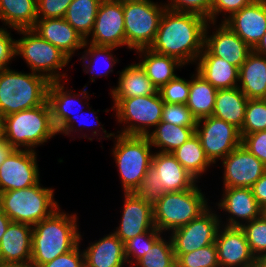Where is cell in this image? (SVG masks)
<instances>
[{
  "instance_id": "11a10c76",
  "label": "cell",
  "mask_w": 266,
  "mask_h": 267,
  "mask_svg": "<svg viewBox=\"0 0 266 267\" xmlns=\"http://www.w3.org/2000/svg\"><path fill=\"white\" fill-rule=\"evenodd\" d=\"M11 220L0 208V241Z\"/></svg>"
},
{
  "instance_id": "f35d334b",
  "label": "cell",
  "mask_w": 266,
  "mask_h": 267,
  "mask_svg": "<svg viewBox=\"0 0 266 267\" xmlns=\"http://www.w3.org/2000/svg\"><path fill=\"white\" fill-rule=\"evenodd\" d=\"M240 228L245 233L252 254L258 259L266 252V216L262 213L258 218L244 223Z\"/></svg>"
},
{
  "instance_id": "ba28073f",
  "label": "cell",
  "mask_w": 266,
  "mask_h": 267,
  "mask_svg": "<svg viewBox=\"0 0 266 267\" xmlns=\"http://www.w3.org/2000/svg\"><path fill=\"white\" fill-rule=\"evenodd\" d=\"M17 33L23 36L16 40V57L22 56L31 72L44 76L50 82L63 81L64 78L68 81L67 73H61L60 69L72 59L32 29L17 30Z\"/></svg>"
},
{
  "instance_id": "3957f363",
  "label": "cell",
  "mask_w": 266,
  "mask_h": 267,
  "mask_svg": "<svg viewBox=\"0 0 266 267\" xmlns=\"http://www.w3.org/2000/svg\"><path fill=\"white\" fill-rule=\"evenodd\" d=\"M50 81L33 72L0 69V115L31 109L48 100Z\"/></svg>"
},
{
  "instance_id": "603a6c76",
  "label": "cell",
  "mask_w": 266,
  "mask_h": 267,
  "mask_svg": "<svg viewBox=\"0 0 266 267\" xmlns=\"http://www.w3.org/2000/svg\"><path fill=\"white\" fill-rule=\"evenodd\" d=\"M33 226L10 222L0 241V260L30 263Z\"/></svg>"
},
{
  "instance_id": "484cf974",
  "label": "cell",
  "mask_w": 266,
  "mask_h": 267,
  "mask_svg": "<svg viewBox=\"0 0 266 267\" xmlns=\"http://www.w3.org/2000/svg\"><path fill=\"white\" fill-rule=\"evenodd\" d=\"M65 81H56L50 82L48 88V103L51 109L52 122L56 131L69 119L77 116L73 113V109L77 106L76 103L81 102V100L86 99L90 100L89 93L87 92V85L84 86V89L78 94L73 90L70 91L68 88L64 87ZM67 89V90H66ZM74 92V93H73ZM81 96V98L79 97ZM78 98V100H77ZM75 105V106H74ZM75 107V108H73ZM85 107L83 105L80 106ZM81 111V110H79ZM80 114V113H78Z\"/></svg>"
},
{
  "instance_id": "83f0119b",
  "label": "cell",
  "mask_w": 266,
  "mask_h": 267,
  "mask_svg": "<svg viewBox=\"0 0 266 267\" xmlns=\"http://www.w3.org/2000/svg\"><path fill=\"white\" fill-rule=\"evenodd\" d=\"M238 87L248 99H262L266 94V57L252 51L239 68Z\"/></svg>"
},
{
  "instance_id": "6da1fadb",
  "label": "cell",
  "mask_w": 266,
  "mask_h": 267,
  "mask_svg": "<svg viewBox=\"0 0 266 267\" xmlns=\"http://www.w3.org/2000/svg\"><path fill=\"white\" fill-rule=\"evenodd\" d=\"M208 22L199 14L166 8L155 39L148 49L176 58L184 65L194 64L204 49Z\"/></svg>"
},
{
  "instance_id": "8992f818",
  "label": "cell",
  "mask_w": 266,
  "mask_h": 267,
  "mask_svg": "<svg viewBox=\"0 0 266 267\" xmlns=\"http://www.w3.org/2000/svg\"><path fill=\"white\" fill-rule=\"evenodd\" d=\"M113 160L124 193H133L151 168L153 151L147 136L114 134ZM116 139V140H115Z\"/></svg>"
},
{
  "instance_id": "bcb514c9",
  "label": "cell",
  "mask_w": 266,
  "mask_h": 267,
  "mask_svg": "<svg viewBox=\"0 0 266 267\" xmlns=\"http://www.w3.org/2000/svg\"><path fill=\"white\" fill-rule=\"evenodd\" d=\"M213 0H167V9L199 14L210 22V8Z\"/></svg>"
},
{
  "instance_id": "9a60e30c",
  "label": "cell",
  "mask_w": 266,
  "mask_h": 267,
  "mask_svg": "<svg viewBox=\"0 0 266 267\" xmlns=\"http://www.w3.org/2000/svg\"><path fill=\"white\" fill-rule=\"evenodd\" d=\"M223 188L248 187L266 172V167L255 155L242 144L221 160Z\"/></svg>"
},
{
  "instance_id": "5bb4252c",
  "label": "cell",
  "mask_w": 266,
  "mask_h": 267,
  "mask_svg": "<svg viewBox=\"0 0 266 267\" xmlns=\"http://www.w3.org/2000/svg\"><path fill=\"white\" fill-rule=\"evenodd\" d=\"M37 151L14 149L0 166V193L40 182Z\"/></svg>"
},
{
  "instance_id": "be15d7a7",
  "label": "cell",
  "mask_w": 266,
  "mask_h": 267,
  "mask_svg": "<svg viewBox=\"0 0 266 267\" xmlns=\"http://www.w3.org/2000/svg\"><path fill=\"white\" fill-rule=\"evenodd\" d=\"M263 214L266 216V209L263 210Z\"/></svg>"
},
{
  "instance_id": "7a4b0ae2",
  "label": "cell",
  "mask_w": 266,
  "mask_h": 267,
  "mask_svg": "<svg viewBox=\"0 0 266 267\" xmlns=\"http://www.w3.org/2000/svg\"><path fill=\"white\" fill-rule=\"evenodd\" d=\"M77 217V214L69 215L59 208L33 226L30 262L33 267H41L80 243Z\"/></svg>"
},
{
  "instance_id": "ac0fdd59",
  "label": "cell",
  "mask_w": 266,
  "mask_h": 267,
  "mask_svg": "<svg viewBox=\"0 0 266 267\" xmlns=\"http://www.w3.org/2000/svg\"><path fill=\"white\" fill-rule=\"evenodd\" d=\"M119 227L113 233L125 243L137 235L155 229L153 206L134 193H124Z\"/></svg>"
},
{
  "instance_id": "e0dca14e",
  "label": "cell",
  "mask_w": 266,
  "mask_h": 267,
  "mask_svg": "<svg viewBox=\"0 0 266 267\" xmlns=\"http://www.w3.org/2000/svg\"><path fill=\"white\" fill-rule=\"evenodd\" d=\"M211 24H213L211 26ZM216 25V26H215ZM214 32L209 34V28ZM204 47L214 56L224 59L226 62L240 68L253 49L247 45L235 32L223 22H208L205 30Z\"/></svg>"
},
{
  "instance_id": "d4e9b609",
  "label": "cell",
  "mask_w": 266,
  "mask_h": 267,
  "mask_svg": "<svg viewBox=\"0 0 266 267\" xmlns=\"http://www.w3.org/2000/svg\"><path fill=\"white\" fill-rule=\"evenodd\" d=\"M196 64L195 71L217 90L238 86L239 68L212 55L205 47Z\"/></svg>"
},
{
  "instance_id": "ffe728a7",
  "label": "cell",
  "mask_w": 266,
  "mask_h": 267,
  "mask_svg": "<svg viewBox=\"0 0 266 267\" xmlns=\"http://www.w3.org/2000/svg\"><path fill=\"white\" fill-rule=\"evenodd\" d=\"M223 23L253 49L266 33V0H253Z\"/></svg>"
},
{
  "instance_id": "7402d4cb",
  "label": "cell",
  "mask_w": 266,
  "mask_h": 267,
  "mask_svg": "<svg viewBox=\"0 0 266 267\" xmlns=\"http://www.w3.org/2000/svg\"><path fill=\"white\" fill-rule=\"evenodd\" d=\"M151 168L156 172L165 193L193 188L197 180L176 160L172 153H153Z\"/></svg>"
},
{
  "instance_id": "4316f807",
  "label": "cell",
  "mask_w": 266,
  "mask_h": 267,
  "mask_svg": "<svg viewBox=\"0 0 266 267\" xmlns=\"http://www.w3.org/2000/svg\"><path fill=\"white\" fill-rule=\"evenodd\" d=\"M118 73L120 74L118 85L111 87V93H109L113 99L147 96L158 92L139 62L129 64Z\"/></svg>"
},
{
  "instance_id": "8fae6325",
  "label": "cell",
  "mask_w": 266,
  "mask_h": 267,
  "mask_svg": "<svg viewBox=\"0 0 266 267\" xmlns=\"http://www.w3.org/2000/svg\"><path fill=\"white\" fill-rule=\"evenodd\" d=\"M195 134L212 164L224 159L242 140L238 128L214 116L197 120Z\"/></svg>"
},
{
  "instance_id": "db71d44e",
  "label": "cell",
  "mask_w": 266,
  "mask_h": 267,
  "mask_svg": "<svg viewBox=\"0 0 266 267\" xmlns=\"http://www.w3.org/2000/svg\"><path fill=\"white\" fill-rule=\"evenodd\" d=\"M13 150L14 148L6 139L0 141V166Z\"/></svg>"
},
{
  "instance_id": "7dc6e473",
  "label": "cell",
  "mask_w": 266,
  "mask_h": 267,
  "mask_svg": "<svg viewBox=\"0 0 266 267\" xmlns=\"http://www.w3.org/2000/svg\"><path fill=\"white\" fill-rule=\"evenodd\" d=\"M252 1L253 0H213L210 8V22L216 23L218 21V16L221 14L223 17L221 22H224L233 13L249 5Z\"/></svg>"
},
{
  "instance_id": "5b68a950",
  "label": "cell",
  "mask_w": 266,
  "mask_h": 267,
  "mask_svg": "<svg viewBox=\"0 0 266 267\" xmlns=\"http://www.w3.org/2000/svg\"><path fill=\"white\" fill-rule=\"evenodd\" d=\"M54 189L37 183L32 187L0 193V208L12 222L34 226L60 208Z\"/></svg>"
},
{
  "instance_id": "91938a15",
  "label": "cell",
  "mask_w": 266,
  "mask_h": 267,
  "mask_svg": "<svg viewBox=\"0 0 266 267\" xmlns=\"http://www.w3.org/2000/svg\"><path fill=\"white\" fill-rule=\"evenodd\" d=\"M5 139L4 118L0 115V141Z\"/></svg>"
},
{
  "instance_id": "ab89813d",
  "label": "cell",
  "mask_w": 266,
  "mask_h": 267,
  "mask_svg": "<svg viewBox=\"0 0 266 267\" xmlns=\"http://www.w3.org/2000/svg\"><path fill=\"white\" fill-rule=\"evenodd\" d=\"M266 130V102L263 99H248L241 135Z\"/></svg>"
},
{
  "instance_id": "d590c367",
  "label": "cell",
  "mask_w": 266,
  "mask_h": 267,
  "mask_svg": "<svg viewBox=\"0 0 266 267\" xmlns=\"http://www.w3.org/2000/svg\"><path fill=\"white\" fill-rule=\"evenodd\" d=\"M88 47V48H87ZM86 50L81 55L80 61L82 60L83 63V72L90 73L92 77L90 78V82H94L96 77H103L108 76L111 72H113V67L117 62H119L118 59H116V56H113V50L115 51L118 48L114 47H105V46H95L89 43H84V47ZM104 58L105 68L102 71L101 70V60ZM102 58V59H101ZM97 65V66H96ZM100 65L99 70L98 67ZM98 70V71H97ZM101 70V71H100Z\"/></svg>"
},
{
  "instance_id": "b9f144b4",
  "label": "cell",
  "mask_w": 266,
  "mask_h": 267,
  "mask_svg": "<svg viewBox=\"0 0 266 267\" xmlns=\"http://www.w3.org/2000/svg\"><path fill=\"white\" fill-rule=\"evenodd\" d=\"M190 80L177 76L162 86L158 92L163 102L186 104L189 98Z\"/></svg>"
},
{
  "instance_id": "2e32d148",
  "label": "cell",
  "mask_w": 266,
  "mask_h": 267,
  "mask_svg": "<svg viewBox=\"0 0 266 267\" xmlns=\"http://www.w3.org/2000/svg\"><path fill=\"white\" fill-rule=\"evenodd\" d=\"M215 244L220 267H255L257 259L252 254L244 231L240 227L220 226Z\"/></svg>"
},
{
  "instance_id": "cb8c5ba5",
  "label": "cell",
  "mask_w": 266,
  "mask_h": 267,
  "mask_svg": "<svg viewBox=\"0 0 266 267\" xmlns=\"http://www.w3.org/2000/svg\"><path fill=\"white\" fill-rule=\"evenodd\" d=\"M84 252L85 267H125L124 243L113 233L90 242Z\"/></svg>"
},
{
  "instance_id": "816d5d0a",
  "label": "cell",
  "mask_w": 266,
  "mask_h": 267,
  "mask_svg": "<svg viewBox=\"0 0 266 267\" xmlns=\"http://www.w3.org/2000/svg\"><path fill=\"white\" fill-rule=\"evenodd\" d=\"M11 36V31L0 27V69L10 68L11 60L16 58V39Z\"/></svg>"
},
{
  "instance_id": "ee69618b",
  "label": "cell",
  "mask_w": 266,
  "mask_h": 267,
  "mask_svg": "<svg viewBox=\"0 0 266 267\" xmlns=\"http://www.w3.org/2000/svg\"><path fill=\"white\" fill-rule=\"evenodd\" d=\"M84 105H88V108H89V110L88 111H90L91 112V114L90 115H95L94 117V119H95V121L96 122H93L94 123V125L96 126V128L99 126V129L102 131H100L98 128L97 129H94L92 132V134H91V136H92V138H91V136L90 137H88L87 139H89L90 141H92L94 138L93 137H97L98 138V136H100V138H98V139H111L113 136H114V134H115V132L114 133H107V131L103 128V126H104V124L102 125L101 124V122L99 121V117H98V115H96L97 114V112H99L100 110H97V111H94V110H92L91 109V107L89 106V103L87 104L86 102H85V104ZM83 114V113H82ZM80 115H81V112H80ZM78 116H76V117H74V118H69L58 130H57V135L58 134H65V135H67V136H73L72 134L73 133H79L80 131H83L82 129L83 128H88L89 126H88V124L85 122V121H79L78 119ZM91 118H93L92 116H91ZM90 118V119H91ZM83 119V118H82ZM79 123H81L82 124V128H81V126H79V125H81V124H79ZM76 124V125H75ZM86 124H87V126H86ZM97 124H98V126H97ZM80 127V129L78 130L76 127ZM76 128V129H75ZM101 132V133H100ZM99 134V135H98ZM104 134V135H103ZM104 136V137H103Z\"/></svg>"
},
{
  "instance_id": "f1b7e54d",
  "label": "cell",
  "mask_w": 266,
  "mask_h": 267,
  "mask_svg": "<svg viewBox=\"0 0 266 267\" xmlns=\"http://www.w3.org/2000/svg\"><path fill=\"white\" fill-rule=\"evenodd\" d=\"M135 53H139L140 59L142 58L139 63L158 90L178 76L175 73L176 69L184 67V64L176 58L160 55L148 48L138 49Z\"/></svg>"
},
{
  "instance_id": "8d00e7d4",
  "label": "cell",
  "mask_w": 266,
  "mask_h": 267,
  "mask_svg": "<svg viewBox=\"0 0 266 267\" xmlns=\"http://www.w3.org/2000/svg\"><path fill=\"white\" fill-rule=\"evenodd\" d=\"M163 235L132 267H177L170 235Z\"/></svg>"
},
{
  "instance_id": "6f0895ef",
  "label": "cell",
  "mask_w": 266,
  "mask_h": 267,
  "mask_svg": "<svg viewBox=\"0 0 266 267\" xmlns=\"http://www.w3.org/2000/svg\"><path fill=\"white\" fill-rule=\"evenodd\" d=\"M0 267H33L30 263L10 262L0 260Z\"/></svg>"
},
{
  "instance_id": "1f68e13d",
  "label": "cell",
  "mask_w": 266,
  "mask_h": 267,
  "mask_svg": "<svg viewBox=\"0 0 266 267\" xmlns=\"http://www.w3.org/2000/svg\"><path fill=\"white\" fill-rule=\"evenodd\" d=\"M189 98L186 103L192 115L197 119L212 116L217 89L197 72L190 77Z\"/></svg>"
},
{
  "instance_id": "e575fe53",
  "label": "cell",
  "mask_w": 266,
  "mask_h": 267,
  "mask_svg": "<svg viewBox=\"0 0 266 267\" xmlns=\"http://www.w3.org/2000/svg\"><path fill=\"white\" fill-rule=\"evenodd\" d=\"M102 0H73L64 19L86 40L91 34Z\"/></svg>"
},
{
  "instance_id": "681fc988",
  "label": "cell",
  "mask_w": 266,
  "mask_h": 267,
  "mask_svg": "<svg viewBox=\"0 0 266 267\" xmlns=\"http://www.w3.org/2000/svg\"><path fill=\"white\" fill-rule=\"evenodd\" d=\"M241 144L266 167V130L241 135Z\"/></svg>"
},
{
  "instance_id": "44dd1931",
  "label": "cell",
  "mask_w": 266,
  "mask_h": 267,
  "mask_svg": "<svg viewBox=\"0 0 266 267\" xmlns=\"http://www.w3.org/2000/svg\"><path fill=\"white\" fill-rule=\"evenodd\" d=\"M32 30L70 59L84 47L85 40L64 18L37 19Z\"/></svg>"
},
{
  "instance_id": "836d02e7",
  "label": "cell",
  "mask_w": 266,
  "mask_h": 267,
  "mask_svg": "<svg viewBox=\"0 0 266 267\" xmlns=\"http://www.w3.org/2000/svg\"><path fill=\"white\" fill-rule=\"evenodd\" d=\"M176 160L197 180L205 174L213 164L206 157L199 138L194 134L189 140L183 143L172 152Z\"/></svg>"
},
{
  "instance_id": "7bdbcfd3",
  "label": "cell",
  "mask_w": 266,
  "mask_h": 267,
  "mask_svg": "<svg viewBox=\"0 0 266 267\" xmlns=\"http://www.w3.org/2000/svg\"><path fill=\"white\" fill-rule=\"evenodd\" d=\"M161 121L182 127H196L197 119L186 104H170L164 102Z\"/></svg>"
},
{
  "instance_id": "f546056e",
  "label": "cell",
  "mask_w": 266,
  "mask_h": 267,
  "mask_svg": "<svg viewBox=\"0 0 266 267\" xmlns=\"http://www.w3.org/2000/svg\"><path fill=\"white\" fill-rule=\"evenodd\" d=\"M248 98L239 87L218 89L212 116L242 129Z\"/></svg>"
},
{
  "instance_id": "30bf717a",
  "label": "cell",
  "mask_w": 266,
  "mask_h": 267,
  "mask_svg": "<svg viewBox=\"0 0 266 267\" xmlns=\"http://www.w3.org/2000/svg\"><path fill=\"white\" fill-rule=\"evenodd\" d=\"M165 10V3L153 0L123 1L127 49L136 51L150 47Z\"/></svg>"
},
{
  "instance_id": "52a82bcc",
  "label": "cell",
  "mask_w": 266,
  "mask_h": 267,
  "mask_svg": "<svg viewBox=\"0 0 266 267\" xmlns=\"http://www.w3.org/2000/svg\"><path fill=\"white\" fill-rule=\"evenodd\" d=\"M208 200L197 184L184 191L164 193L153 205L155 228L164 235L171 233L203 213L209 207Z\"/></svg>"
},
{
  "instance_id": "6125c7cd",
  "label": "cell",
  "mask_w": 266,
  "mask_h": 267,
  "mask_svg": "<svg viewBox=\"0 0 266 267\" xmlns=\"http://www.w3.org/2000/svg\"><path fill=\"white\" fill-rule=\"evenodd\" d=\"M262 99L266 102V94H265V96Z\"/></svg>"
},
{
  "instance_id": "74e56055",
  "label": "cell",
  "mask_w": 266,
  "mask_h": 267,
  "mask_svg": "<svg viewBox=\"0 0 266 267\" xmlns=\"http://www.w3.org/2000/svg\"><path fill=\"white\" fill-rule=\"evenodd\" d=\"M162 235L164 233L155 228L126 241L124 247L127 265L132 267Z\"/></svg>"
},
{
  "instance_id": "7c38bea8",
  "label": "cell",
  "mask_w": 266,
  "mask_h": 267,
  "mask_svg": "<svg viewBox=\"0 0 266 267\" xmlns=\"http://www.w3.org/2000/svg\"><path fill=\"white\" fill-rule=\"evenodd\" d=\"M220 215L209 206L197 218L169 233L176 260L182 255L215 243Z\"/></svg>"
},
{
  "instance_id": "c3c4849f",
  "label": "cell",
  "mask_w": 266,
  "mask_h": 267,
  "mask_svg": "<svg viewBox=\"0 0 266 267\" xmlns=\"http://www.w3.org/2000/svg\"><path fill=\"white\" fill-rule=\"evenodd\" d=\"M73 0H37L38 19L64 18Z\"/></svg>"
},
{
  "instance_id": "f6af8a7d",
  "label": "cell",
  "mask_w": 266,
  "mask_h": 267,
  "mask_svg": "<svg viewBox=\"0 0 266 267\" xmlns=\"http://www.w3.org/2000/svg\"><path fill=\"white\" fill-rule=\"evenodd\" d=\"M133 193L153 206L163 197L165 192L160 180L157 179L156 172L150 168Z\"/></svg>"
},
{
  "instance_id": "9f6ffc18",
  "label": "cell",
  "mask_w": 266,
  "mask_h": 267,
  "mask_svg": "<svg viewBox=\"0 0 266 267\" xmlns=\"http://www.w3.org/2000/svg\"><path fill=\"white\" fill-rule=\"evenodd\" d=\"M253 51L266 57V33L258 42V44L253 48Z\"/></svg>"
},
{
  "instance_id": "4fadbf2b",
  "label": "cell",
  "mask_w": 266,
  "mask_h": 267,
  "mask_svg": "<svg viewBox=\"0 0 266 267\" xmlns=\"http://www.w3.org/2000/svg\"><path fill=\"white\" fill-rule=\"evenodd\" d=\"M85 40L95 46L121 48L126 46L123 2L102 0L93 30Z\"/></svg>"
},
{
  "instance_id": "277c9868",
  "label": "cell",
  "mask_w": 266,
  "mask_h": 267,
  "mask_svg": "<svg viewBox=\"0 0 266 267\" xmlns=\"http://www.w3.org/2000/svg\"><path fill=\"white\" fill-rule=\"evenodd\" d=\"M3 118L5 139L14 149L36 151L37 147L57 135L48 101Z\"/></svg>"
},
{
  "instance_id": "4dcf8cb0",
  "label": "cell",
  "mask_w": 266,
  "mask_h": 267,
  "mask_svg": "<svg viewBox=\"0 0 266 267\" xmlns=\"http://www.w3.org/2000/svg\"><path fill=\"white\" fill-rule=\"evenodd\" d=\"M37 19V0H0V20L10 30L32 29Z\"/></svg>"
},
{
  "instance_id": "680465c9",
  "label": "cell",
  "mask_w": 266,
  "mask_h": 267,
  "mask_svg": "<svg viewBox=\"0 0 266 267\" xmlns=\"http://www.w3.org/2000/svg\"><path fill=\"white\" fill-rule=\"evenodd\" d=\"M258 267H266V252L257 259Z\"/></svg>"
},
{
  "instance_id": "f5cc1de1",
  "label": "cell",
  "mask_w": 266,
  "mask_h": 267,
  "mask_svg": "<svg viewBox=\"0 0 266 267\" xmlns=\"http://www.w3.org/2000/svg\"><path fill=\"white\" fill-rule=\"evenodd\" d=\"M259 207L266 209V172L251 187Z\"/></svg>"
},
{
  "instance_id": "94428289",
  "label": "cell",
  "mask_w": 266,
  "mask_h": 267,
  "mask_svg": "<svg viewBox=\"0 0 266 267\" xmlns=\"http://www.w3.org/2000/svg\"><path fill=\"white\" fill-rule=\"evenodd\" d=\"M115 1L123 2V1H133V0H115Z\"/></svg>"
},
{
  "instance_id": "9c48e42d",
  "label": "cell",
  "mask_w": 266,
  "mask_h": 267,
  "mask_svg": "<svg viewBox=\"0 0 266 267\" xmlns=\"http://www.w3.org/2000/svg\"><path fill=\"white\" fill-rule=\"evenodd\" d=\"M113 110L119 125L123 128L117 131L122 135L147 136L150 128H155L161 121L164 102L159 92L147 96L124 99H112Z\"/></svg>"
},
{
  "instance_id": "f907efd6",
  "label": "cell",
  "mask_w": 266,
  "mask_h": 267,
  "mask_svg": "<svg viewBox=\"0 0 266 267\" xmlns=\"http://www.w3.org/2000/svg\"><path fill=\"white\" fill-rule=\"evenodd\" d=\"M81 240L82 235H80V243L74 249L43 264L41 267H85L84 252L79 249Z\"/></svg>"
},
{
  "instance_id": "d6986e66",
  "label": "cell",
  "mask_w": 266,
  "mask_h": 267,
  "mask_svg": "<svg viewBox=\"0 0 266 267\" xmlns=\"http://www.w3.org/2000/svg\"><path fill=\"white\" fill-rule=\"evenodd\" d=\"M216 206L228 213L227 221H222L220 217V224L226 227H241L263 213L253 196L252 189L248 187L223 188L222 198L216 202Z\"/></svg>"
},
{
  "instance_id": "60d3db41",
  "label": "cell",
  "mask_w": 266,
  "mask_h": 267,
  "mask_svg": "<svg viewBox=\"0 0 266 267\" xmlns=\"http://www.w3.org/2000/svg\"><path fill=\"white\" fill-rule=\"evenodd\" d=\"M177 267H220L216 244L201 247L176 260Z\"/></svg>"
},
{
  "instance_id": "d6a6232c",
  "label": "cell",
  "mask_w": 266,
  "mask_h": 267,
  "mask_svg": "<svg viewBox=\"0 0 266 267\" xmlns=\"http://www.w3.org/2000/svg\"><path fill=\"white\" fill-rule=\"evenodd\" d=\"M195 129L160 121L147 137L151 146L159 148V152L172 153L195 134Z\"/></svg>"
}]
</instances>
